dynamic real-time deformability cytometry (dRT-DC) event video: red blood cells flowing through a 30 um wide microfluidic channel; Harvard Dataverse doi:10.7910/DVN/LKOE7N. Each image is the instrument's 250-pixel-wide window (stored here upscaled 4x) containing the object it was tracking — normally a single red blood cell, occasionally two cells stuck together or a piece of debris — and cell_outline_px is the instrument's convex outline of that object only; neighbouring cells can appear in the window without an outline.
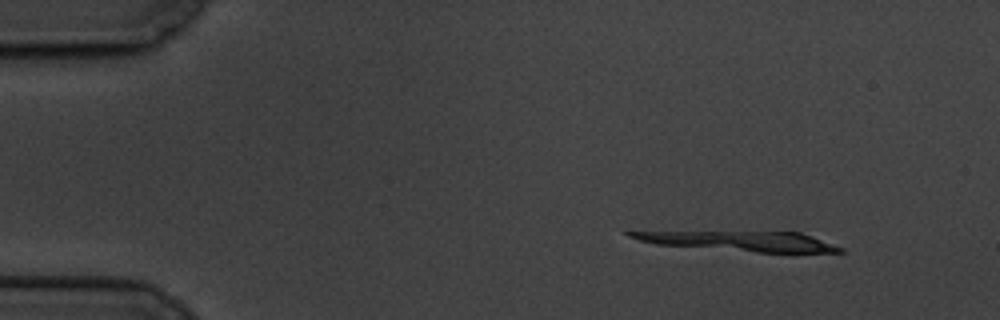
{"species": "common noctule bat (a hibernating species)", "species_latin": "Nyctalus noctula", "temperature_condition": "cold", "stored_images_in_passage": 2, "camera_frame_rate_fps": 3000, "um_per_image_px": 0.085, "animal": {"sex": "male", "body_mass_g": 19.5, "forearm_length_mm": 54.6}, "frame": {"image": 1, "passage_image": 1, "time_ms": 0.0, "image_size_px": [1000, 320], "cell_outline_px": [[844, 252], [792, 256], [656, 244], [640, 240], [628, 236], [624, 232], [800, 232], [812, 236], [844, 248]], "centroid_in_image_um": [63.23, 20.57], "position_along_channel_um": 21.8, "area_um2": 25.2}}